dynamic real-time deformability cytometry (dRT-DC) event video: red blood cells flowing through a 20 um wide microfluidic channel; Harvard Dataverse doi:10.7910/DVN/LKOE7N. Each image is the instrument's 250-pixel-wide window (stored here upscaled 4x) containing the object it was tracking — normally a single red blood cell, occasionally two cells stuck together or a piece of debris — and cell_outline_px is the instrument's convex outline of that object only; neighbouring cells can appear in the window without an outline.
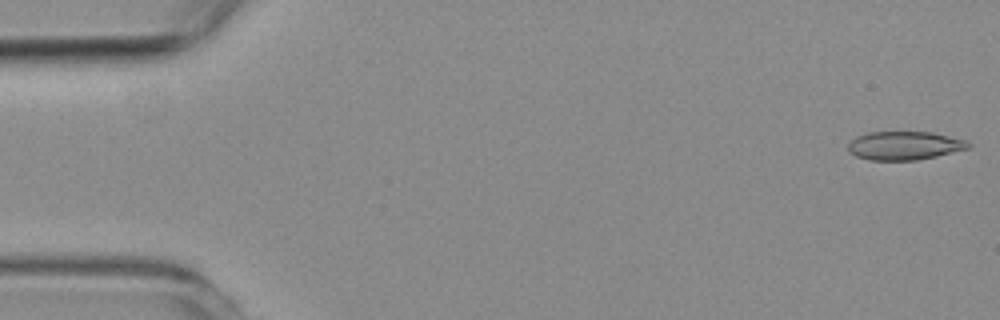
{"species": "common noctule bat (a hibernating species)", "species_latin": "Nyctalus noctula", "temperature_condition": "room temperature", "stored_images_in_passage": 54, "camera_frame_rate_fps": 3000, "um_per_image_px": 0.085, "animal": {"sex": "female", "body_mass_g": 19.3, "forearm_length_mm": 54.1}, "frame": {"image": 1, "passage_image": 1, "time_ms": 0.0, "image_size_px": [1000, 320], "cell_outline_px": [[972, 144], [968, 148], [936, 156], [916, 160], [868, 160], [856, 156], [848, 152], [848, 144], [856, 136], [868, 132], [932, 132], [964, 140]], "centroid_in_image_um": [76.83, 12.38], "position_along_channel_um": 8.2, "area_um2": 19.88}}
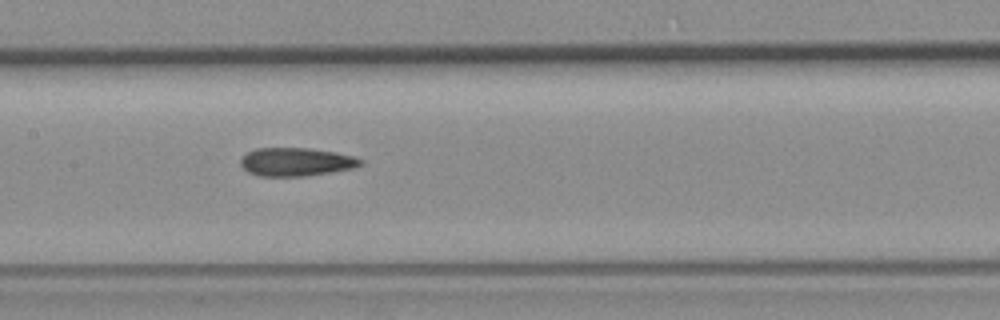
{"frame": {"image": 2, "passage_image": 27, "time_ms": 8.667, "image_size_px": [1000, 320], "cell_outline_px": [[364, 164], [356, 168], [332, 172], [304, 176], [256, 176], [248, 172], [240, 164], [240, 160], [248, 152], [256, 148], [308, 148], [336, 152], [352, 156], [364, 160]], "centroid_in_image_um": [25.2, 13.76], "position_along_channel_um": 182.2, "area_um2": 19.94}}
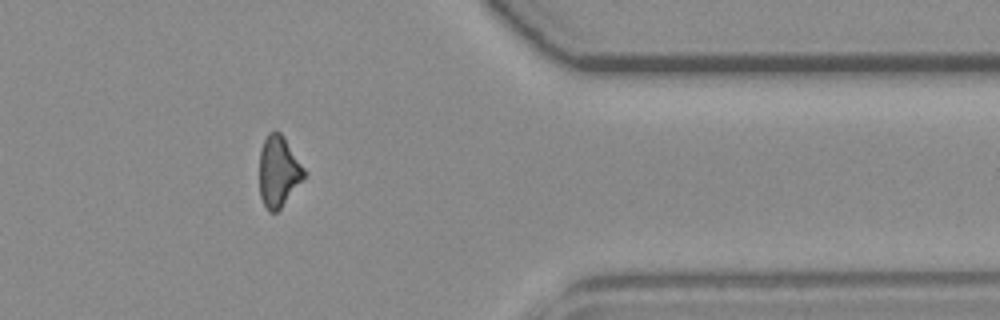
{"frame": {"image": 3, "passage_image": 46, "time_ms": 15.0, "image_size_px": [1000, 320], "cell_outline_px": [[308, 172], [280, 208], [276, 212], [268, 212], [260, 196], [260, 148], [268, 132], [280, 132], [284, 136]], "centroid_in_image_um": [23.68, 14.54], "position_along_channel_um": 387.7, "area_um2": 18.44}}